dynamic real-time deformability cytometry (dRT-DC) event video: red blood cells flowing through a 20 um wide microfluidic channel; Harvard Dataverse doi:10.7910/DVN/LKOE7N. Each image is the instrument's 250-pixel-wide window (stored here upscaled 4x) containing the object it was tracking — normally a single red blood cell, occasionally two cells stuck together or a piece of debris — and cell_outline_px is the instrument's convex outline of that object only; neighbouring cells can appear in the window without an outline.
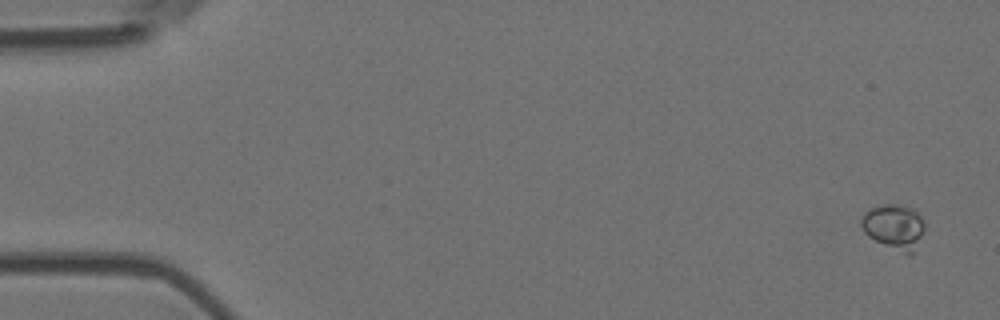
{"species": "Egyptian fruit bat (a non-hibernating species)", "species_latin": "Rousettus aegyptiacus", "temperature_condition": "room temperature", "stored_images_in_passage": 5, "camera_frame_rate_fps": 3000, "um_per_image_px": 0.085, "animal": {"sex": "female"}, "frame": {"image": 1, "passage_image": 1, "time_ms": 0.0, "image_size_px": [1000, 320], "cell_outline_px": [[924, 228], [912, 256], [908, 256], [868, 236], [864, 232], [860, 224], [860, 220], [864, 212], [880, 204], [896, 204], [916, 208], [924, 224]], "centroid_in_image_um": [75.99, 19.26], "position_along_channel_um": 9.0, "area_um2": 16.7}}
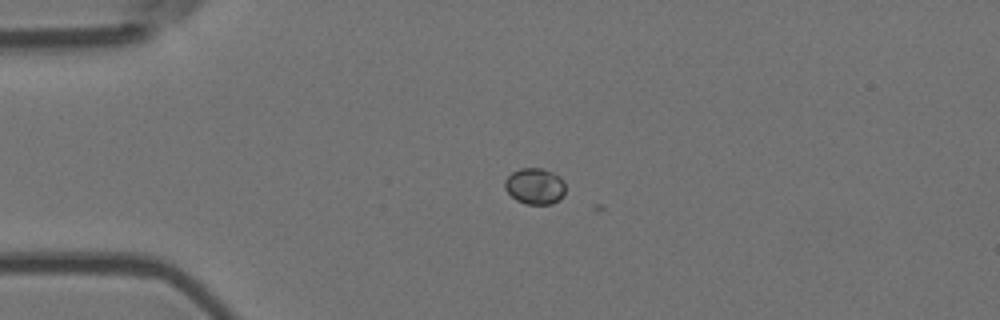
{"frame": {"image": 2, "passage_image": 4, "time_ms": 1.0, "image_size_px": [1000, 320], "cell_outline_px": [[564, 196], [560, 200], [552, 204], [524, 204], [516, 200], [504, 188], [504, 180], [512, 172], [520, 168], [540, 168], [552, 172], [560, 176], [564, 180]], "centroid_in_image_um": [45.47, 15.83], "position_along_channel_um": 39.5, "area_um2": 12.95}}
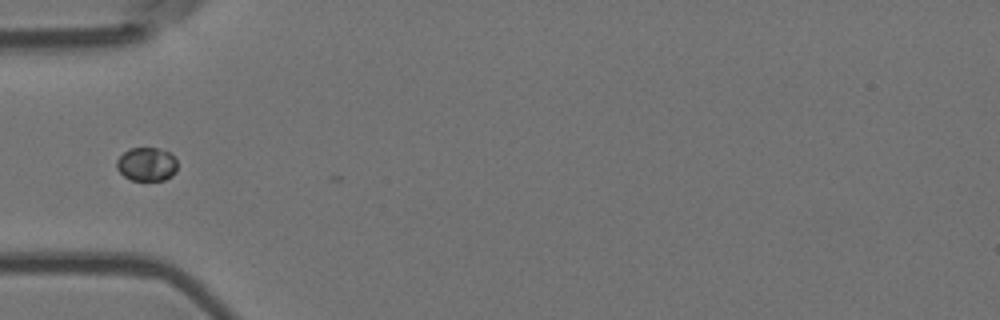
{"frame": {"image": 3, "passage_image": 5, "time_ms": 1.333, "image_size_px": [1000, 320], "cell_outline_px": [[176, 172], [172, 176], [164, 180], [132, 180], [124, 176], [116, 168], [116, 160], [124, 152], [132, 148], [156, 148], [168, 152], [176, 160]], "centroid_in_image_um": [12.45, 13.97], "position_along_channel_um": 72.5, "area_um2": 11.79}}